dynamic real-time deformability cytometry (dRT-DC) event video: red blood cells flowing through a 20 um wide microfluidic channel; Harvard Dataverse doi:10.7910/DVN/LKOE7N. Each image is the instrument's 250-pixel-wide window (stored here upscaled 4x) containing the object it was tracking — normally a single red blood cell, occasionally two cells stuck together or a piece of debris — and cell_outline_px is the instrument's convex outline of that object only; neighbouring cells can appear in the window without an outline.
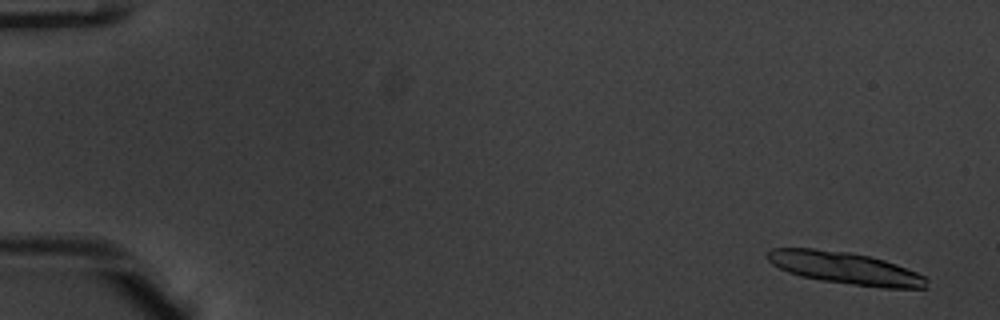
{"species": "common noctule bat (a hibernating species)", "species_latin": "Nyctalus noctula", "temperature_condition": "warm", "stored_images_in_passage": 18, "camera_frame_rate_fps": 3000, "um_per_image_px": 0.085, "animal": {"sex": "male", "body_mass_g": 20.1, "forearm_length_mm": 53.5}, "frame": {"image": 1, "passage_image": 3, "time_ms": 0.667, "image_size_px": [1000, 320], "cell_outline_px": [[928, 280], [924, 288], [884, 288], [820, 280], [800, 276], [788, 272], [772, 264], [764, 256], [772, 248], [812, 248], [848, 252], [868, 256], [884, 260], [896, 264], [916, 272], [924, 276]], "centroid_in_image_um": [71.8, 22.78], "position_along_channel_um": 13.2, "area_um2": 29.59}}